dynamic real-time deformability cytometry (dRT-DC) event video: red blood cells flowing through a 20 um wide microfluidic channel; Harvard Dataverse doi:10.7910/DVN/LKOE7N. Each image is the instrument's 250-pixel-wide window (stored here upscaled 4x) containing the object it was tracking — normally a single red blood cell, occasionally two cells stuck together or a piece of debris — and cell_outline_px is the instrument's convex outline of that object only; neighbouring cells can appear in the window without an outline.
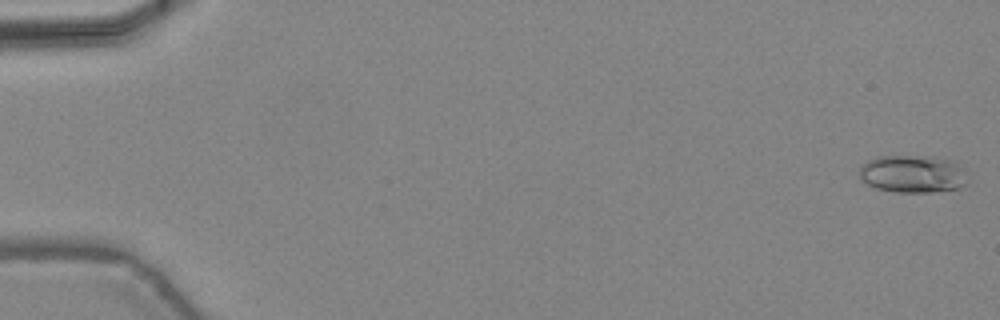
{"species": "common noctule bat (a hibernating species)", "species_latin": "Nyctalus noctula", "temperature_condition": "warm", "stored_images_in_passage": 47, "camera_frame_rate_fps": 3000, "um_per_image_px": 0.085, "animal": {"sex": "female", "body_mass_g": 24.6, "forearm_length_mm": 56.2}, "frame": {"image": 1, "passage_image": 1, "time_ms": 0.0, "image_size_px": [1000, 320], "cell_outline_px": [[964, 184], [960, 188], [932, 192], [896, 192], [876, 188], [860, 180], [860, 168], [868, 160], [876, 156], [932, 156], [952, 160], [960, 164]], "centroid_in_image_um": [77.53, 14.77], "position_along_channel_um": 7.5, "area_um2": 23.52}}
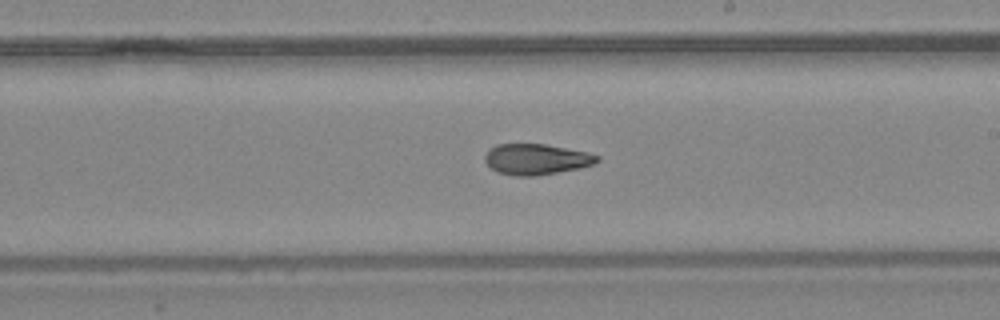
{"frame": {"image": 2, "passage_image": 28, "time_ms": 9.0, "image_size_px": [1000, 320], "cell_outline_px": [[600, 160], [592, 164], [580, 168], [532, 176], [516, 176], [496, 172], [484, 160], [484, 156], [488, 148], [496, 144], [544, 144], [588, 152], [600, 156]], "centroid_in_image_um": [45.56, 13.53], "position_along_channel_um": 243.4, "area_um2": 20.11}}
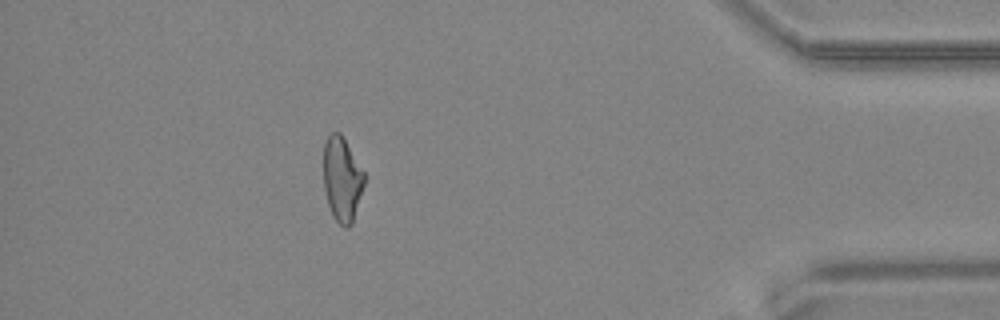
{"frame": {"image": 3, "passage_image": 42, "time_ms": 13.667, "image_size_px": [1000, 320], "cell_outline_px": [[364, 184], [352, 224], [348, 228], [344, 228], [332, 216], [328, 204], [324, 188], [324, 144], [328, 136], [332, 132], [340, 132], [364, 172]], "centroid_in_image_um": [29.06, 15.25], "position_along_channel_um": 406.1, "area_um2": 19.88}, "authors_computed_cell_mechanics": {"area_um2": 20.808, "velocity_mm_per_s": 4.4588, "shape_relaxation_time_tau1_ms": null, "shape_relaxation_time_tau2_ms": 3.9858, "deformation_change_tau1": null, "deformation_change_tau2": 0.1202}}